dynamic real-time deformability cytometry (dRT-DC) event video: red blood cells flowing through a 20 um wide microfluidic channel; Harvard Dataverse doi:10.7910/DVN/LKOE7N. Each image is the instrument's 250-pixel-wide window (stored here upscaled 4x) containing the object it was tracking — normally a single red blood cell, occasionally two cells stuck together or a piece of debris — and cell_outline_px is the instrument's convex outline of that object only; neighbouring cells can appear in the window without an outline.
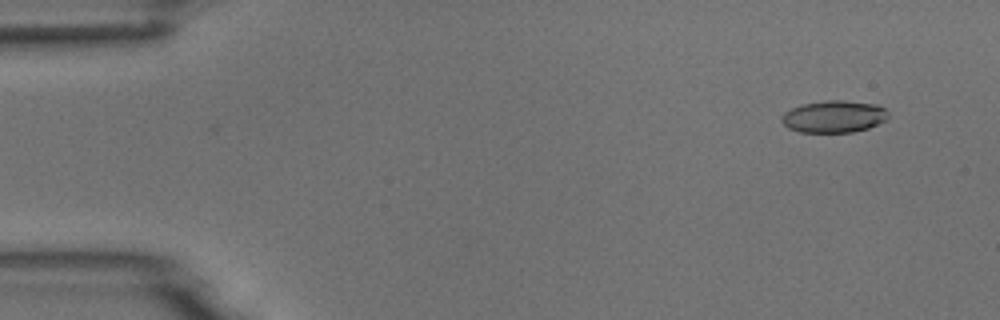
{"species": "common noctule bat (a hibernating species)", "species_latin": "Nyctalus noctula", "temperature_condition": "room temperature", "stored_images_in_passage": 3, "camera_frame_rate_fps": 3000, "um_per_image_px": 0.085, "animal": {"sex": "male", "body_mass_g": 18.8}, "frame": {"image": 1, "passage_image": 3, "time_ms": 2.333, "image_size_px": [1000, 320], "cell_outline_px": [[888, 120], [868, 128], [852, 132], [800, 132], [788, 128], [780, 120], [784, 112], [792, 108], [804, 104], [824, 100], [844, 100], [876, 104], [884, 108], [888, 112]], "centroid_in_image_um": [70.9, 9.9], "position_along_channel_um": 14.1, "area_um2": 20.0}}